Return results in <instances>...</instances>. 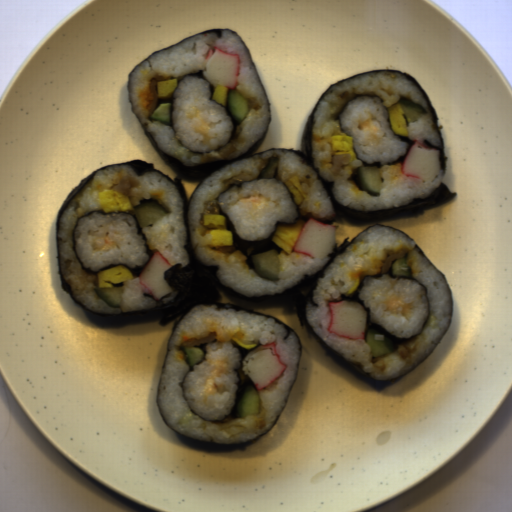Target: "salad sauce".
I'll return each mask as SVG.
<instances>
[{"label": "salad sauce", "instance_id": "salad-sauce-1", "mask_svg": "<svg viewBox=\"0 0 512 512\" xmlns=\"http://www.w3.org/2000/svg\"><path fill=\"white\" fill-rule=\"evenodd\" d=\"M207 364L211 367H214L213 371L210 372V375L207 377L205 381V387L202 391L203 399L202 402L204 406H209L208 398L210 395H215L218 393L225 384L216 383V378L221 377L222 374H229L230 365L227 356H221L218 358H207Z\"/></svg>", "mask_w": 512, "mask_h": 512}, {"label": "salad sauce", "instance_id": "salad-sauce-2", "mask_svg": "<svg viewBox=\"0 0 512 512\" xmlns=\"http://www.w3.org/2000/svg\"><path fill=\"white\" fill-rule=\"evenodd\" d=\"M382 295L384 299L379 301L380 303L385 304V309L383 310L382 316L386 311H389V316H403L407 321H410V318L414 313L413 310L415 308L414 300L406 303L404 296L398 293H392L391 295L386 293Z\"/></svg>", "mask_w": 512, "mask_h": 512}, {"label": "salad sauce", "instance_id": "salad-sauce-3", "mask_svg": "<svg viewBox=\"0 0 512 512\" xmlns=\"http://www.w3.org/2000/svg\"><path fill=\"white\" fill-rule=\"evenodd\" d=\"M208 255L215 258L218 261H224L228 265H240L241 269L246 273L250 272L249 266L246 263L247 256L239 249L238 251L231 252L228 254L227 251L217 249H206Z\"/></svg>", "mask_w": 512, "mask_h": 512}, {"label": "salad sauce", "instance_id": "salad-sauce-4", "mask_svg": "<svg viewBox=\"0 0 512 512\" xmlns=\"http://www.w3.org/2000/svg\"><path fill=\"white\" fill-rule=\"evenodd\" d=\"M237 201L251 203L252 207L249 208L248 211L250 217L252 219H255L265 212L271 199L268 196L252 191L251 193H249L248 197H240Z\"/></svg>", "mask_w": 512, "mask_h": 512}, {"label": "salad sauce", "instance_id": "salad-sauce-5", "mask_svg": "<svg viewBox=\"0 0 512 512\" xmlns=\"http://www.w3.org/2000/svg\"><path fill=\"white\" fill-rule=\"evenodd\" d=\"M200 112H201L200 109L196 110L195 114H193L190 111H186V115L190 119L197 118L200 121V125L197 127H193V131L195 133H199L203 136V139L201 140V144L206 147L211 140H216L217 137L209 136V130L213 129L209 125V124H212V121L206 119L203 116H199Z\"/></svg>", "mask_w": 512, "mask_h": 512}, {"label": "salad sauce", "instance_id": "salad-sauce-6", "mask_svg": "<svg viewBox=\"0 0 512 512\" xmlns=\"http://www.w3.org/2000/svg\"><path fill=\"white\" fill-rule=\"evenodd\" d=\"M90 247L92 254L97 252H107L114 248H117L118 250L122 249L117 241H115L110 236L106 235L97 236L95 239L92 240Z\"/></svg>", "mask_w": 512, "mask_h": 512}, {"label": "salad sauce", "instance_id": "salad-sauce-7", "mask_svg": "<svg viewBox=\"0 0 512 512\" xmlns=\"http://www.w3.org/2000/svg\"><path fill=\"white\" fill-rule=\"evenodd\" d=\"M373 118L370 112L367 120H363L362 122L359 120L358 122V130L366 131L369 135V142H381L380 138L376 135L378 129L372 124Z\"/></svg>", "mask_w": 512, "mask_h": 512}, {"label": "salad sauce", "instance_id": "salad-sauce-8", "mask_svg": "<svg viewBox=\"0 0 512 512\" xmlns=\"http://www.w3.org/2000/svg\"><path fill=\"white\" fill-rule=\"evenodd\" d=\"M294 248L291 250L290 253H287L285 250H282L279 255H278V259H279V271H280V274L282 271H284L292 262H294L295 260H297L301 253H298L296 251H293Z\"/></svg>", "mask_w": 512, "mask_h": 512}, {"label": "salad sauce", "instance_id": "salad-sauce-9", "mask_svg": "<svg viewBox=\"0 0 512 512\" xmlns=\"http://www.w3.org/2000/svg\"><path fill=\"white\" fill-rule=\"evenodd\" d=\"M403 164L404 163H395V164H392L388 168L387 173H388L390 184H394V181L398 180L399 177L401 176V174H402L401 173V166Z\"/></svg>", "mask_w": 512, "mask_h": 512}, {"label": "salad sauce", "instance_id": "salad-sauce-10", "mask_svg": "<svg viewBox=\"0 0 512 512\" xmlns=\"http://www.w3.org/2000/svg\"><path fill=\"white\" fill-rule=\"evenodd\" d=\"M349 189H350V191L353 193V195H354V196H356L357 198H358V197H360V196H362V195H363V193H364L363 191H360V190L358 189V187H357V186H355L354 184H353Z\"/></svg>", "mask_w": 512, "mask_h": 512}]
</instances>
